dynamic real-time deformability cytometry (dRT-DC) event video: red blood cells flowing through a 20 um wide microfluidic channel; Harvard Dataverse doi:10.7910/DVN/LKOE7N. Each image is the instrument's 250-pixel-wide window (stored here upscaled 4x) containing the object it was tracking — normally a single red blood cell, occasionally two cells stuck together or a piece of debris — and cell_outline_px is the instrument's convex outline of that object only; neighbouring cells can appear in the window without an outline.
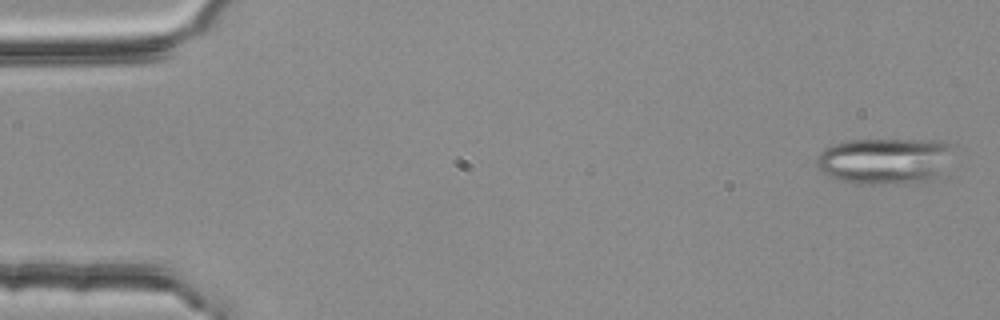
{"species": "common noctule bat (a hibernating species)", "species_latin": "Nyctalus noctula", "temperature_condition": "room temperature", "stored_images_in_passage": 5, "camera_frame_rate_fps": 3000, "um_per_image_px": 0.085, "animal": {"sex": "female", "body_mass_g": 25.1}, "frame": {"image": 1, "passage_image": 1, "time_ms": 0.0, "image_size_px": [1000, 320], "cell_outline_px": [[956, 144], [940, 176], [936, 180], [904, 184], [856, 184], [840, 180], [828, 176], [820, 172], [816, 164], [816, 160], [820, 152], [824, 148], [832, 144], [848, 140], [936, 140]], "centroid_in_image_um": [75.23, 13.68], "position_along_channel_um": 9.8, "area_um2": 37.69}}